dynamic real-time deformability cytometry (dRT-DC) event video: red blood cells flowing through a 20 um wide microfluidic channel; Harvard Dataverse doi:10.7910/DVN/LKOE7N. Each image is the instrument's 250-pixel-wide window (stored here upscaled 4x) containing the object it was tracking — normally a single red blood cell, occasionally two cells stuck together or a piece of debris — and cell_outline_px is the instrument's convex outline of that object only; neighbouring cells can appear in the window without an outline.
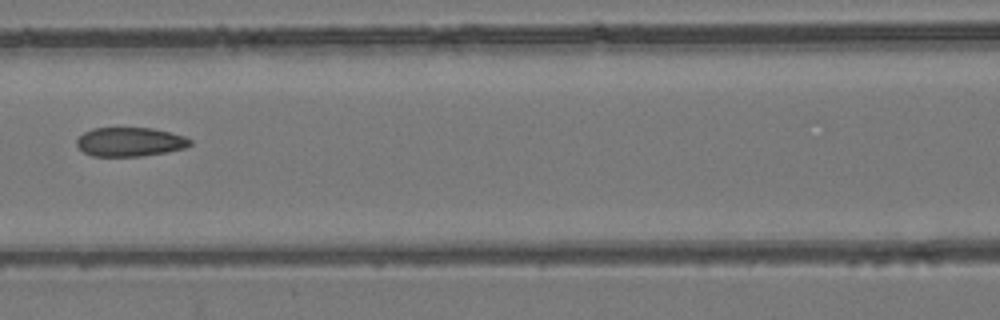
{"species": "common noctule bat (a hibernating species)", "species_latin": "Nyctalus noctula", "temperature_condition": "room temperature", "stored_images_in_passage": 5, "camera_frame_rate_fps": 3000, "um_per_image_px": 0.085, "animal": {"sex": "female", "body_mass_g": 24.6, "forearm_length_mm": 56.2}, "frame": {"image": 1, "passage_image": 3, "time_ms": 2.333, "image_size_px": [1000, 320], "cell_outline_px": [[192, 144], [184, 148], [168, 152], [140, 156], [92, 156], [84, 152], [76, 144], [76, 140], [84, 132], [92, 128], [152, 128], [184, 136], [192, 140]], "centroid_in_image_um": [11.05, 12.06], "position_along_channel_um": 155.6, "area_um2": 19.13}}
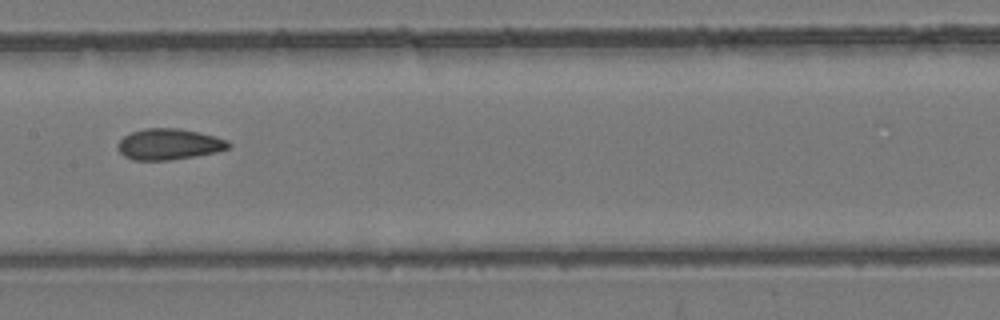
{"frame": {"image": 2, "passage_image": 4, "time_ms": 3.333, "image_size_px": [1000, 320], "cell_outline_px": [[232, 144], [228, 148], [216, 152], [168, 160], [132, 160], [124, 156], [120, 152], [116, 144], [124, 136], [132, 132], [144, 128], [180, 128], [228, 140]], "centroid_in_image_um": [14.33, 12.25], "position_along_channel_um": 193.1, "area_um2": 19.83}}
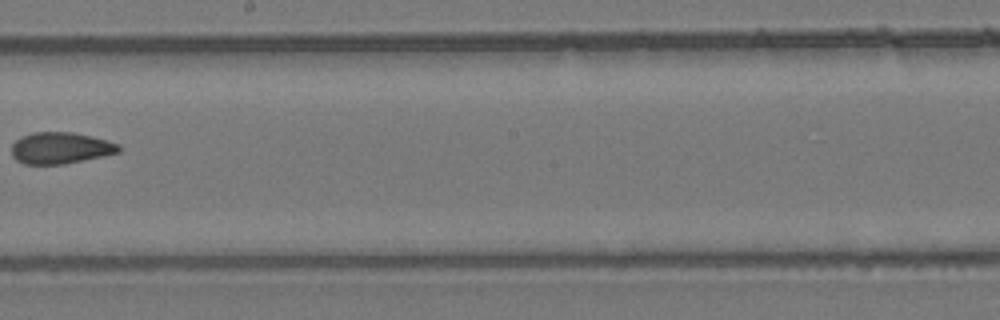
{"frame": {"image": 3, "passage_image": 5, "time_ms": 4.667, "image_size_px": [1000, 320], "cell_outline_px": [[120, 152], [64, 164], [24, 164], [16, 160], [12, 156], [12, 144], [20, 136], [32, 132], [72, 132], [92, 136], [120, 144]], "centroid_in_image_um": [5.12, 12.57], "position_along_channel_um": 243.1, "area_um2": 19.71}}